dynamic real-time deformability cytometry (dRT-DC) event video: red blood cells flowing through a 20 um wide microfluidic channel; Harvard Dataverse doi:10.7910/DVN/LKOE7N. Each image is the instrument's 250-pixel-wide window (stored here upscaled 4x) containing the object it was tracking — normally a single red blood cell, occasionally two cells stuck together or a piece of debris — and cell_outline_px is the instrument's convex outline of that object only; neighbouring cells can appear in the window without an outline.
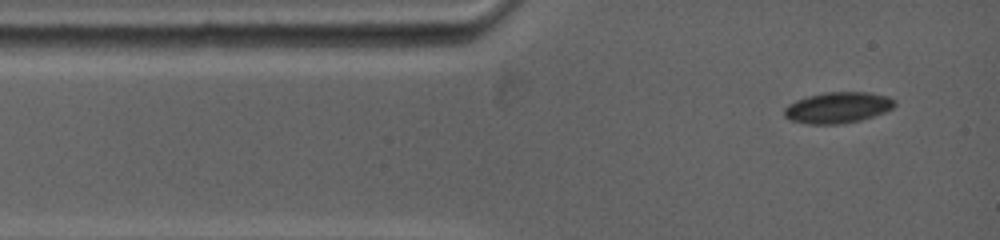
{"species": "common noctule bat (a hibernating species)", "species_latin": "Nyctalus noctula", "temperature_condition": "warm", "stored_images_in_passage": 5, "camera_frame_rate_fps": 5000, "um_per_image_px": 0.085, "animal": {"sex": "female", "body_mass_g": 19.0, "forearm_length_mm": 53.3}, "frame": {"image": 1, "passage_image": 1, "time_ms": 0.0, "image_size_px": [1000, 240], "cell_outline_px": [[896, 104], [892, 108], [884, 112], [860, 120], [840, 124], [808, 124], [788, 120], [784, 116], [784, 108], [788, 104], [796, 100], [808, 96], [824, 92], [868, 92], [888, 96], [896, 100]], "centroid_in_image_um": [71.19, 9.14], "position_along_channel_um": 13.8, "area_um2": 20.06}}
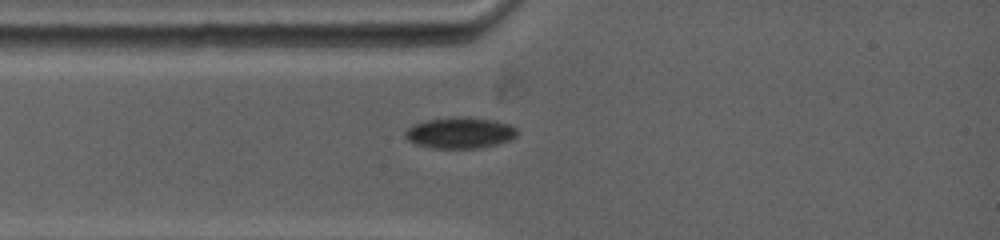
{"frame": {"image": 2, "passage_image": 3, "time_ms": 1.8, "image_size_px": [1000, 240], "cell_outline_px": [[516, 136], [512, 140], [480, 148], [432, 148], [416, 144], [408, 140], [404, 136], [404, 132], [412, 124], [424, 120], [460, 116], [468, 116], [496, 120], [508, 124], [516, 128]], "centroid_in_image_um": [39.08, 11.28], "position_along_channel_um": 45.9, "area_um2": 20.58}}
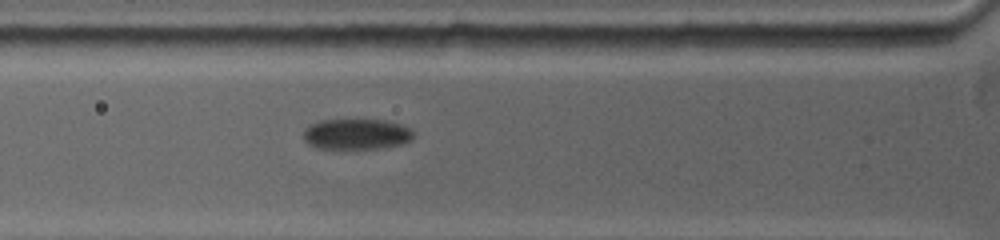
{"frame": {"image": 3, "passage_image": 5, "time_ms": 3.2, "image_size_px": [1000, 240], "cell_outline_px": [[412, 140], [400, 144], [380, 148], [316, 148], [308, 144], [304, 140], [304, 128], [320, 120], [388, 120], [400, 124], [408, 128], [412, 132]], "centroid_in_image_um": [30.27, 11.39], "position_along_channel_um": 95.5, "area_um2": 19.48}}